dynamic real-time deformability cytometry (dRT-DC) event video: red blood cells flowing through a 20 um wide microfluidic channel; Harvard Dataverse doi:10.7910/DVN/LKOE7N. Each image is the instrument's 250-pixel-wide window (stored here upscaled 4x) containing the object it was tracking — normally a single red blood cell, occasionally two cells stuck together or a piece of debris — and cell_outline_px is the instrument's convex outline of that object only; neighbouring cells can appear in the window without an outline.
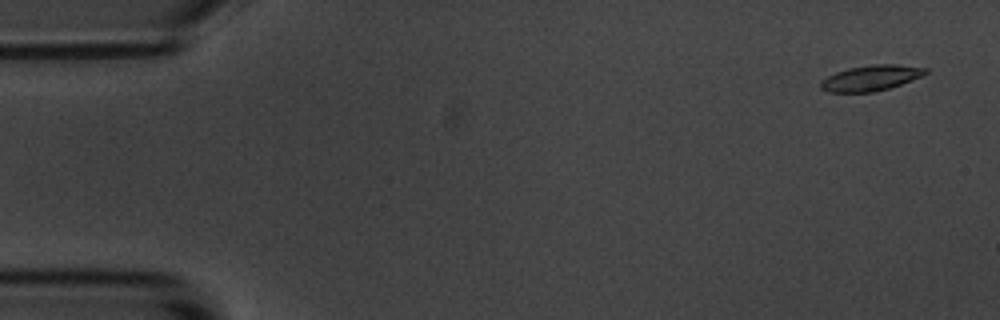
{"species": "common noctule bat (a hibernating species)", "species_latin": "Nyctalus noctula", "temperature_condition": "room temperature", "stored_images_in_passage": 7, "camera_frame_rate_fps": 3000, "um_per_image_px": 0.085, "animal": {"sex": "male", "body_mass_g": 20.1, "forearm_length_mm": 53.5}, "frame": {"image": 1, "passage_image": 1, "time_ms": 0.0, "image_size_px": [1000, 320], "cell_outline_px": [[928, 72], [920, 76], [900, 84], [876, 92], [828, 92], [820, 88], [820, 80], [836, 72], [848, 68], [872, 64], [896, 64], [928, 68]], "centroid_in_image_um": [73.99, 6.62], "position_along_channel_um": 11.0, "area_um2": 15.55}}
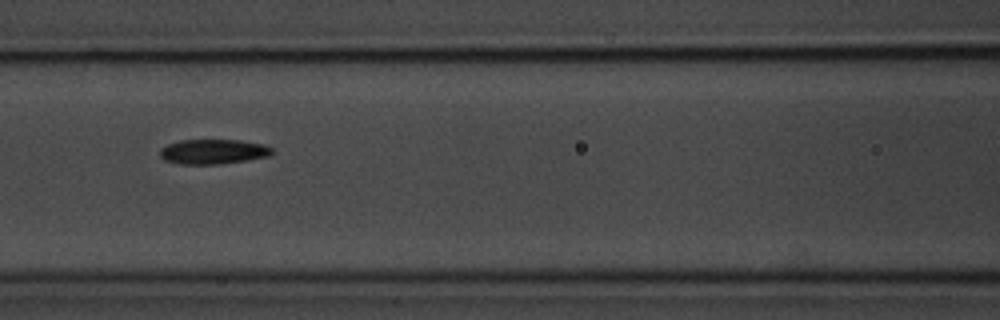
{"frame": {"image": 2, "passage_image": 7, "time_ms": 2.0, "image_size_px": [1000, 320], "cell_outline_px": [[272, 152], [268, 156], [248, 160], [220, 164], [180, 164], [164, 160], [160, 156], [160, 148], [168, 144], [180, 140], [240, 140], [264, 144], [272, 148]], "centroid_in_image_um": [18.11, 12.89], "position_along_channel_um": 148.5, "area_um2": 16.24}}